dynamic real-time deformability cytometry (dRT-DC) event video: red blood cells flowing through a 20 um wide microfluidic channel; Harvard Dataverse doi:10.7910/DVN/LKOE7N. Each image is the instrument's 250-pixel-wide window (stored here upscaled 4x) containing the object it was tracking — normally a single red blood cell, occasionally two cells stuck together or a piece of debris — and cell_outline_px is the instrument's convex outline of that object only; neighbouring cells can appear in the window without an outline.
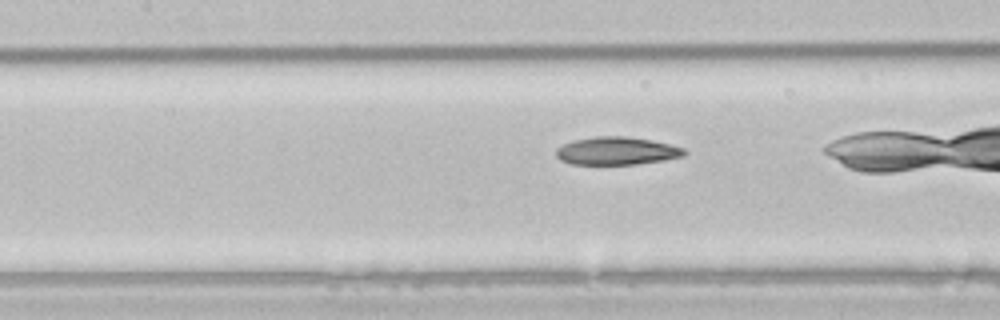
{"species": "common noctule bat (a hibernating species)", "species_latin": "Nyctalus noctula", "temperature_condition": "room temperature", "stored_images_in_passage": 36, "camera_frame_rate_fps": 3000, "um_per_image_px": 0.085, "animal": {"sex": "male", "body_mass_g": 21.5, "forearm_length_mm": 52.0}, "frame": {"image": 1, "passage_image": 19, "time_ms": 6.0, "image_size_px": [1000, 320], "cell_outline_px": [[688, 152], [684, 156], [664, 160], [636, 164], [572, 164], [560, 160], [556, 156], [556, 148], [572, 140], [596, 136], [628, 136], [652, 140], [684, 148]], "centroid_in_image_um": [52.42, 12.82], "position_along_channel_um": 155.0, "area_um2": 20.92}}
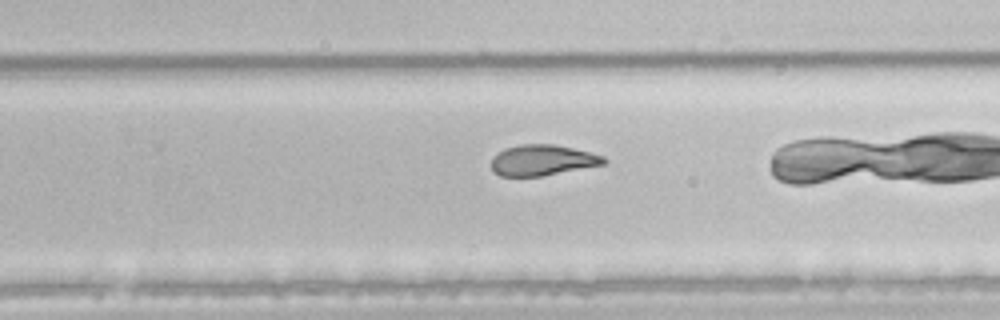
{"frame": {"image": 2, "passage_image": 29, "time_ms": 9.333, "image_size_px": [1000, 320], "cell_outline_px": [[608, 160], [604, 164], [540, 176], [500, 176], [492, 172], [492, 156], [504, 148], [520, 144], [556, 144], [604, 156]], "centroid_in_image_um": [46.06, 13.61], "position_along_channel_um": 283.7, "area_um2": 20.11}}